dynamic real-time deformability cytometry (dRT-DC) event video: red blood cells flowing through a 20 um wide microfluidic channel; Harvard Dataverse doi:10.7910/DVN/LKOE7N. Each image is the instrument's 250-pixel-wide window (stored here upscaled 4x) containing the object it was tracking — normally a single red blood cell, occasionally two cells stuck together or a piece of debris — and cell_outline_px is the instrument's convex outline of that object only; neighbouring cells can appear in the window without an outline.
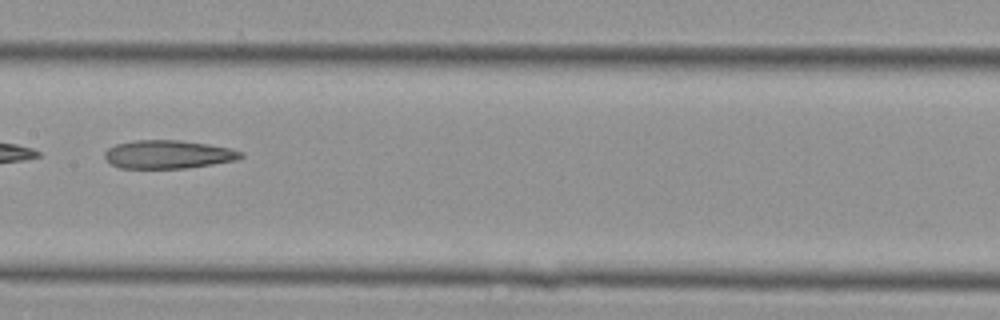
{"species": "Egyptian fruit bat (a non-hibernating species)", "species_latin": "Rousettus aegyptiacus", "temperature_condition": "cold", "stored_images_in_passage": 30, "camera_frame_rate_fps": 3000, "um_per_image_px": 0.085, "animal": {"sex": "female"}, "frame": {"image": 1, "passage_image": 9, "time_ms": 2.667, "image_size_px": [1000, 320], "cell_outline_px": [[244, 156], [236, 160], [188, 168], [120, 168], [112, 164], [104, 156], [104, 152], [108, 148], [116, 144], [136, 140], [180, 140], [208, 144], [232, 148], [244, 152]], "centroid_in_image_um": [14.33, 13.12], "position_along_channel_um": 193.1, "area_um2": 22.54}}